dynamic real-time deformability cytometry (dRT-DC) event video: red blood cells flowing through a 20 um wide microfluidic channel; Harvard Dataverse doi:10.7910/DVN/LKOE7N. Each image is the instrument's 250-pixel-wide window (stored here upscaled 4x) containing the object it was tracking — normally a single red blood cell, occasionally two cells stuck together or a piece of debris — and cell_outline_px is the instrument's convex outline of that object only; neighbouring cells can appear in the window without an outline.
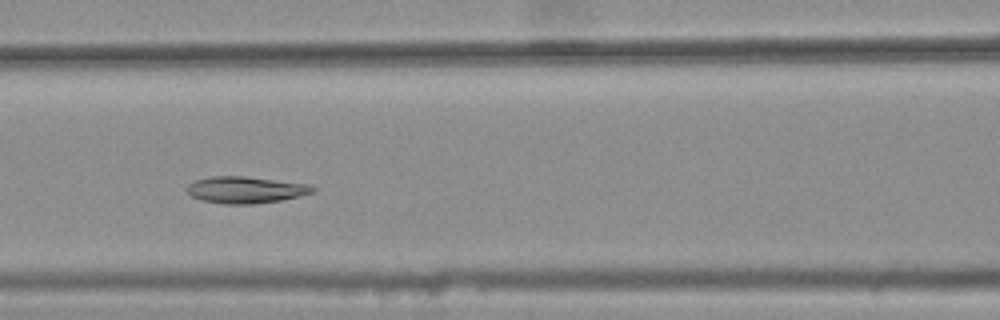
{"species": "common noctule bat (a hibernating species)", "species_latin": "Nyctalus noctula", "temperature_condition": "warm", "stored_images_in_passage": 8, "camera_frame_rate_fps": 3000, "um_per_image_px": 0.085, "animal": {"sex": "female", "body_mass_g": 25.1}, "frame": {"image": 1, "passage_image": 7, "time_ms": 2.0, "image_size_px": [1000, 320], "cell_outline_px": [[316, 192], [280, 200], [256, 204], [224, 204], [200, 200], [192, 196], [188, 192], [188, 184], [196, 180], [208, 176], [244, 176], [308, 184], [316, 188]], "centroid_in_image_um": [20.88, 16.14], "position_along_channel_um": 145.7, "area_um2": 19.54}}
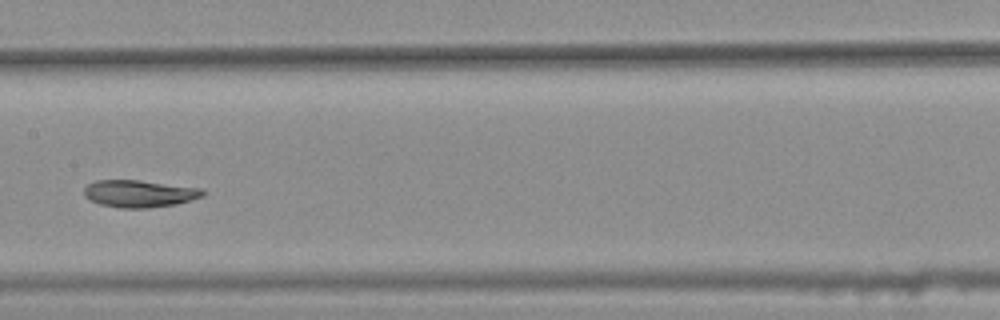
{"frame": {"image": 2, "passage_image": 8, "time_ms": 2.333, "image_size_px": [1000, 320], "cell_outline_px": [[204, 196], [176, 204], [148, 208], [120, 208], [100, 204], [84, 196], [84, 188], [88, 184], [96, 180], [140, 180], [200, 188], [204, 192]], "centroid_in_image_um": [11.83, 16.45], "position_along_channel_um": 195.6, "area_um2": 18.73}}